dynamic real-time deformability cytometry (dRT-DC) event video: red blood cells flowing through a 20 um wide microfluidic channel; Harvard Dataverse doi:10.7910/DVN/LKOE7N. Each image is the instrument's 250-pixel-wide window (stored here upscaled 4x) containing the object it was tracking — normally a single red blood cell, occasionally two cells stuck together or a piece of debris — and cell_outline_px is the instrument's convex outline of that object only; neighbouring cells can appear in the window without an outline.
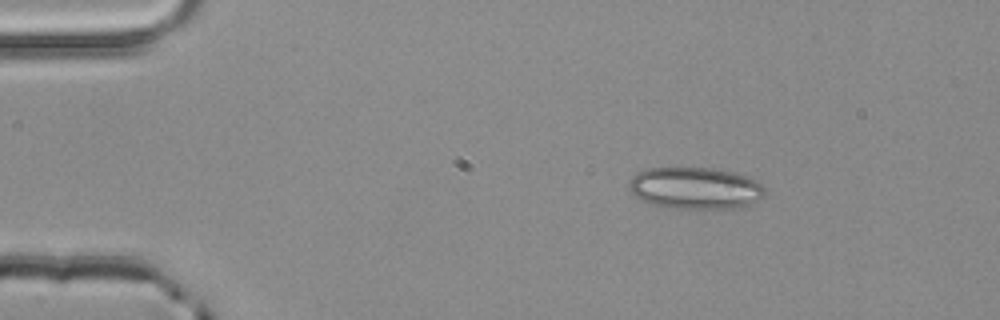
{"species": "common noctule bat (a hibernating species)", "species_latin": "Nyctalus noctula", "temperature_condition": "room temperature", "stored_images_in_passage": 2, "camera_frame_rate_fps": 3000, "um_per_image_px": 0.085, "animal": {"sex": "male", "body_mass_g": 20.4}, "frame": {"image": 1, "passage_image": 1, "time_ms": 0.0, "image_size_px": [1000, 320], "cell_outline_px": [[764, 196], [748, 204], [736, 208], [704, 212], [668, 208], [652, 204], [640, 200], [628, 188], [628, 184], [632, 176], [636, 172], [648, 168], [712, 168], [736, 172], [748, 176], [756, 180], [764, 188]], "centroid_in_image_um": [59.08, 16.03], "position_along_channel_um": 25.9, "area_um2": 34.16}}